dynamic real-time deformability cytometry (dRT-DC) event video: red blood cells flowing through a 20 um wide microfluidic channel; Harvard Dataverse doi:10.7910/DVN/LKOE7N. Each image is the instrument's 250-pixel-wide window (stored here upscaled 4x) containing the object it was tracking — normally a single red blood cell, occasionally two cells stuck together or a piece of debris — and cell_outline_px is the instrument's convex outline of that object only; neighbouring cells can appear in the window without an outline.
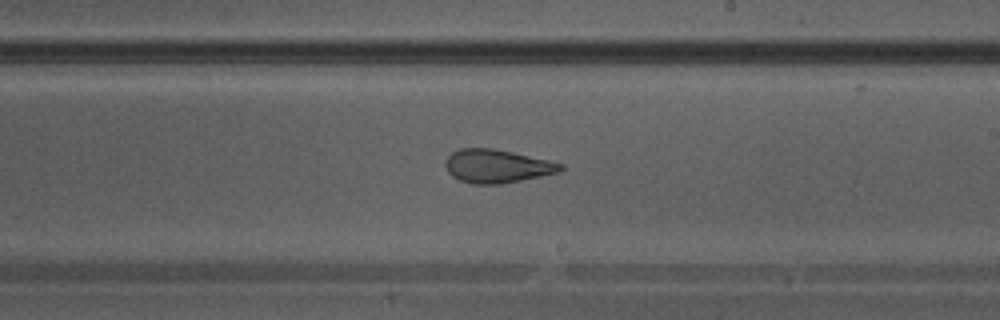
{"species": "Egyptian fruit bat (a non-hibernating species)", "species_latin": "Rousettus aegyptiacus", "temperature_condition": "warm", "stored_images_in_passage": 39, "camera_frame_rate_fps": 3000, "um_per_image_px": 0.085, "animal": {"sex": "male"}, "frame": {"image": 1, "passage_image": 23, "time_ms": 7.333, "image_size_px": [1000, 320], "cell_outline_px": [[564, 168], [560, 172], [500, 184], [472, 184], [460, 180], [452, 176], [448, 172], [444, 164], [448, 156], [452, 152], [460, 148], [492, 148], [512, 152], [548, 160], [564, 164]], "centroid_in_image_um": [42.23, 14.12], "position_along_channel_um": 246.8, "area_um2": 22.31}}